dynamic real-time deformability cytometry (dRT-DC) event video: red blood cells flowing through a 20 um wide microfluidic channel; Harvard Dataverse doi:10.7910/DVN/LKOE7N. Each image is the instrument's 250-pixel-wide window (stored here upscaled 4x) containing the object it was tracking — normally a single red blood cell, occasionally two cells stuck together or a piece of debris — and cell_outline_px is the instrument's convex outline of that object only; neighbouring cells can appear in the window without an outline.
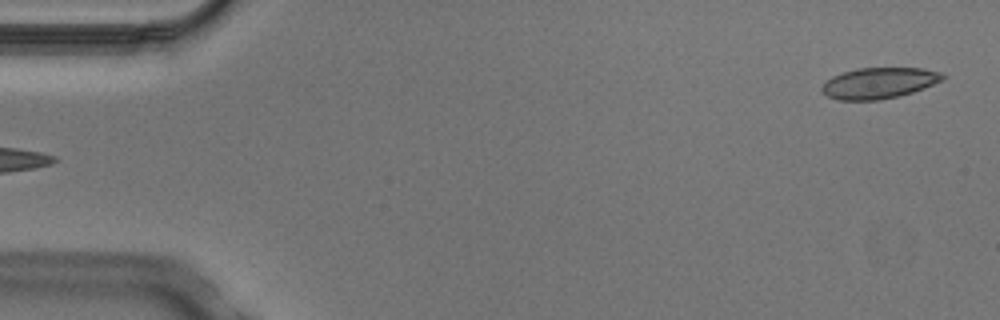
{"species": "Egyptian fruit bat (a non-hibernating species)", "species_latin": "Rousettus aegyptiacus", "temperature_condition": "cold", "stored_images_in_passage": 5, "camera_frame_rate_fps": 3000, "um_per_image_px": 0.085, "animal": {"sex": "male"}, "frame": {"image": 1, "passage_image": 5, "time_ms": 1.333, "image_size_px": [1000, 320], "cell_outline_px": [[948, 76], [944, 80], [924, 88], [900, 96], [880, 100], [840, 100], [828, 96], [820, 92], [820, 88], [832, 76], [856, 68], [924, 68], [940, 72]], "centroid_in_image_um": [74.75, 7.06], "position_along_channel_um": 10.3, "area_um2": 21.96}}